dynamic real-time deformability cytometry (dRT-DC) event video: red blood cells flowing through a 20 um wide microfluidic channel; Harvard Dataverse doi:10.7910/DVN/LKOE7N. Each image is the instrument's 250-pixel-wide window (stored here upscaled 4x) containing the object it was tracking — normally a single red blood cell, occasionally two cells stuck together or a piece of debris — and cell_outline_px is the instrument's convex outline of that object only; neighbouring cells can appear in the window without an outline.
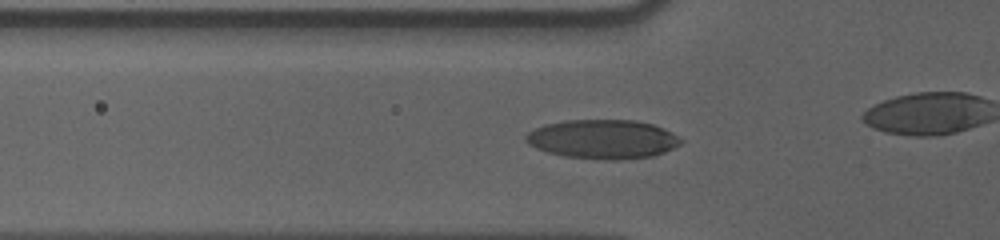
{"species": "human", "species_latin": "Homo sapiens", "temperature_condition": "cold", "stored_images_in_passage": 46, "camera_frame_rate_fps": 3000, "um_per_image_px": 0.085, "donor": {"sex": "male"}, "frame": {"image": 1, "passage_image": 20, "time_ms": 6.333, "image_size_px": [1000, 240], "cell_outline_px": [[684, 140], [680, 144], [664, 152], [652, 156], [620, 160], [600, 160], [564, 156], [548, 152], [536, 148], [528, 144], [524, 140], [524, 136], [528, 132], [544, 124], [564, 120], [636, 120], [652, 124], [664, 128], [672, 132]], "centroid_in_image_um": [51.23, 11.83], "position_along_channel_um": 74.6, "area_um2": 35.6}}
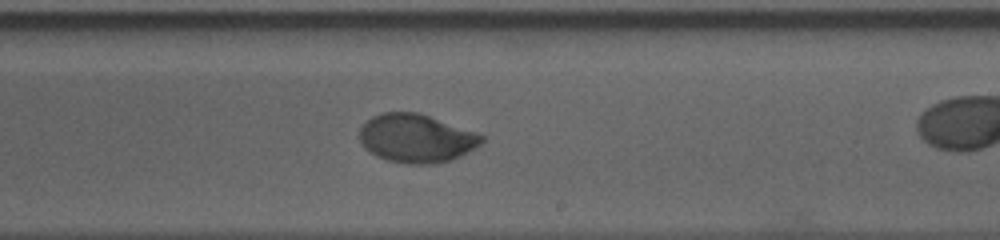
{"frame": {"image": 2, "passage_image": 35, "time_ms": 11.333, "image_size_px": [1000, 240], "cell_outline_px": [[484, 140], [480, 144], [460, 156], [452, 160], [432, 164], [408, 164], [388, 160], [376, 156], [364, 148], [360, 140], [360, 128], [372, 116], [384, 112], [420, 112], [476, 132], [484, 136]], "centroid_in_image_um": [35.38, 11.75], "position_along_channel_um": 253.6, "area_um2": 34.51}}
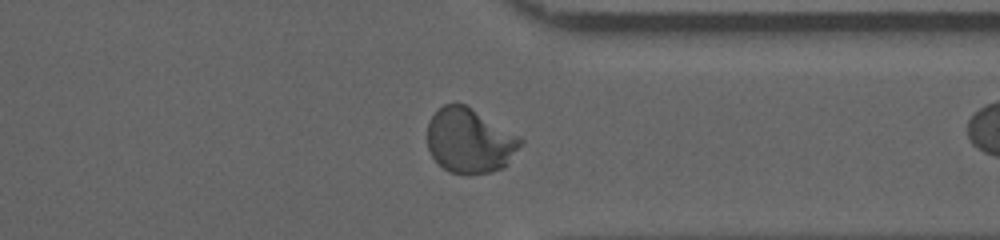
{"frame": {"image": 3, "passage_image": 45, "time_ms": 14.667, "image_size_px": [1000, 240], "cell_outline_px": [[524, 144], [504, 168], [492, 172], [468, 176], [448, 172], [432, 156], [428, 148], [428, 120], [444, 104], [464, 104], [520, 136], [524, 140]], "centroid_in_image_um": [39.96, 12.0], "position_along_channel_um": 371.4, "area_um2": 35.43}}